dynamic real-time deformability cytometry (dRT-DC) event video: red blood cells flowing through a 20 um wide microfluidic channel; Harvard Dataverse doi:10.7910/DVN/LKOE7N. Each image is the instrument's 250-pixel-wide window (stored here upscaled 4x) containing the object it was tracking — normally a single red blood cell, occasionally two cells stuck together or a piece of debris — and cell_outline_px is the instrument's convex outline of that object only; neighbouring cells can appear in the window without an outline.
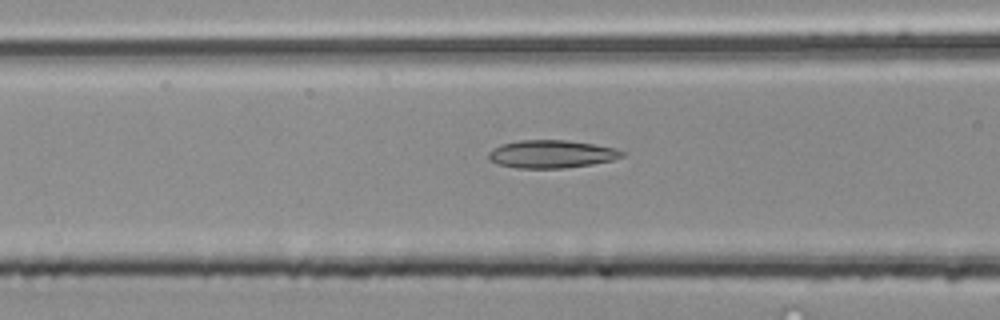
{"species": "common noctule bat (a hibernating species)", "species_latin": "Nyctalus noctula", "temperature_condition": "room temperature", "stored_images_in_passage": 33, "camera_frame_rate_fps": 3000, "um_per_image_px": 0.085, "animal": {"sex": "male", "body_mass_g": 20.4}, "frame": {"image": 1, "passage_image": 9, "time_ms": 2.667, "image_size_px": [1000, 320], "cell_outline_px": [[624, 156], [612, 160], [592, 164], [564, 168], [516, 168], [496, 164], [488, 160], [488, 152], [492, 148], [500, 144], [520, 140], [568, 140], [616, 148], [624, 152]], "centroid_in_image_um": [46.82, 13.09], "position_along_channel_um": 119.8, "area_um2": 21.85}}
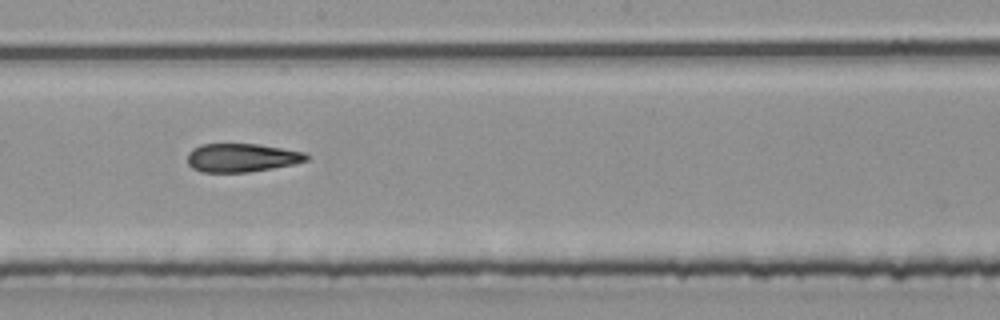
{"frame": {"image": 2, "passage_image": 17, "time_ms": 5.333, "image_size_px": [1000, 320], "cell_outline_px": [[308, 160], [292, 164], [272, 168], [248, 172], [200, 172], [192, 168], [188, 164], [188, 152], [192, 148], [200, 144], [260, 144], [304, 152], [308, 156]], "centroid_in_image_um": [20.51, 13.4], "position_along_channel_um": 227.7, "area_um2": 19.77}}
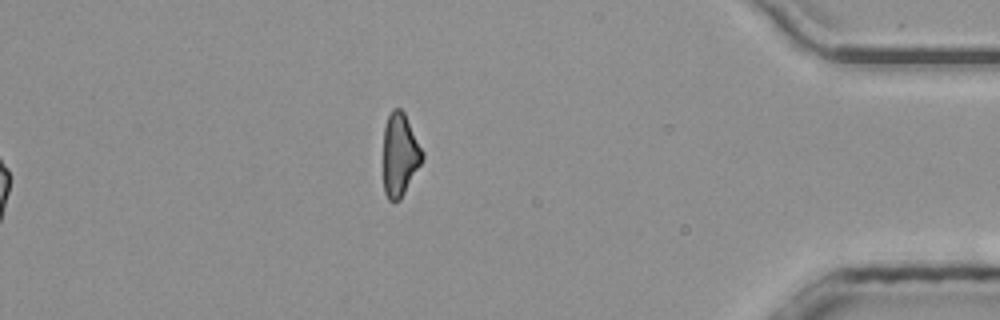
{"frame": {"image": 3, "passage_image": 33, "time_ms": 10.667, "image_size_px": [1000, 320], "cell_outline_px": [[424, 156], [420, 164], [400, 200], [388, 200], [384, 192], [384, 128], [388, 116], [392, 108], [400, 108], [404, 112], [424, 152]], "centroid_in_image_um": [33.98, 13.13], "position_along_channel_um": 401.2, "area_um2": 18.67}, "authors_computed_cell_mechanics": {"area_um2": 20.4612, "velocity_mm_per_s": 4.0466, "shape_relaxation_time_tau1_ms": null, "shape_relaxation_time_tau2_ms": 3.3811, "deformation_change_tau1": null, "deformation_change_tau2": 0.1182}}